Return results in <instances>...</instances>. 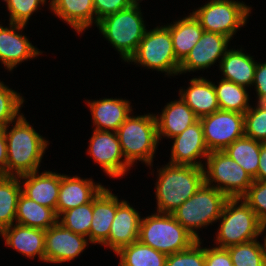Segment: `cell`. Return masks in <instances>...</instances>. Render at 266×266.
<instances>
[{
  "mask_svg": "<svg viewBox=\"0 0 266 266\" xmlns=\"http://www.w3.org/2000/svg\"><path fill=\"white\" fill-rule=\"evenodd\" d=\"M4 128L7 140V176H21L37 172L48 141L43 138L21 115L8 130ZM8 130V131H7Z\"/></svg>",
  "mask_w": 266,
  "mask_h": 266,
  "instance_id": "6da1fadb",
  "label": "cell"
},
{
  "mask_svg": "<svg viewBox=\"0 0 266 266\" xmlns=\"http://www.w3.org/2000/svg\"><path fill=\"white\" fill-rule=\"evenodd\" d=\"M204 167L168 163L158 170L157 212L172 214L204 183Z\"/></svg>",
  "mask_w": 266,
  "mask_h": 266,
  "instance_id": "7a4b0ae2",
  "label": "cell"
},
{
  "mask_svg": "<svg viewBox=\"0 0 266 266\" xmlns=\"http://www.w3.org/2000/svg\"><path fill=\"white\" fill-rule=\"evenodd\" d=\"M220 219L222 222L215 239L220 248L255 240L266 230V222L262 223L242 198H228Z\"/></svg>",
  "mask_w": 266,
  "mask_h": 266,
  "instance_id": "3957f363",
  "label": "cell"
},
{
  "mask_svg": "<svg viewBox=\"0 0 266 266\" xmlns=\"http://www.w3.org/2000/svg\"><path fill=\"white\" fill-rule=\"evenodd\" d=\"M96 26L125 62L135 54L147 31L139 2L104 17Z\"/></svg>",
  "mask_w": 266,
  "mask_h": 266,
  "instance_id": "277c9868",
  "label": "cell"
},
{
  "mask_svg": "<svg viewBox=\"0 0 266 266\" xmlns=\"http://www.w3.org/2000/svg\"><path fill=\"white\" fill-rule=\"evenodd\" d=\"M116 133L124 159L131 166L137 160L152 166L159 143L155 114L129 115Z\"/></svg>",
  "mask_w": 266,
  "mask_h": 266,
  "instance_id": "5b68a950",
  "label": "cell"
},
{
  "mask_svg": "<svg viewBox=\"0 0 266 266\" xmlns=\"http://www.w3.org/2000/svg\"><path fill=\"white\" fill-rule=\"evenodd\" d=\"M138 240L166 255L186 250L197 241L172 214L159 212L141 219Z\"/></svg>",
  "mask_w": 266,
  "mask_h": 266,
  "instance_id": "8992f818",
  "label": "cell"
},
{
  "mask_svg": "<svg viewBox=\"0 0 266 266\" xmlns=\"http://www.w3.org/2000/svg\"><path fill=\"white\" fill-rule=\"evenodd\" d=\"M227 199L222 192L204 183L172 215L196 240H201L196 230L216 222Z\"/></svg>",
  "mask_w": 266,
  "mask_h": 266,
  "instance_id": "52a82bcc",
  "label": "cell"
},
{
  "mask_svg": "<svg viewBox=\"0 0 266 266\" xmlns=\"http://www.w3.org/2000/svg\"><path fill=\"white\" fill-rule=\"evenodd\" d=\"M206 162L207 168H203L205 184L219 190L227 198H242L254 181L224 151H210ZM213 182L217 183L216 186Z\"/></svg>",
  "mask_w": 266,
  "mask_h": 266,
  "instance_id": "ba28073f",
  "label": "cell"
},
{
  "mask_svg": "<svg viewBox=\"0 0 266 266\" xmlns=\"http://www.w3.org/2000/svg\"><path fill=\"white\" fill-rule=\"evenodd\" d=\"M128 62H135L148 69L178 75L180 62L174 54L172 37L169 28L157 26L146 31L135 54Z\"/></svg>",
  "mask_w": 266,
  "mask_h": 266,
  "instance_id": "9c48e42d",
  "label": "cell"
},
{
  "mask_svg": "<svg viewBox=\"0 0 266 266\" xmlns=\"http://www.w3.org/2000/svg\"><path fill=\"white\" fill-rule=\"evenodd\" d=\"M251 7L234 0H211L192 14L206 32L232 39L237 29L245 26Z\"/></svg>",
  "mask_w": 266,
  "mask_h": 266,
  "instance_id": "30bf717a",
  "label": "cell"
},
{
  "mask_svg": "<svg viewBox=\"0 0 266 266\" xmlns=\"http://www.w3.org/2000/svg\"><path fill=\"white\" fill-rule=\"evenodd\" d=\"M199 120L209 152L223 151L235 140L245 135L243 113L219 109Z\"/></svg>",
  "mask_w": 266,
  "mask_h": 266,
  "instance_id": "8fae6325",
  "label": "cell"
},
{
  "mask_svg": "<svg viewBox=\"0 0 266 266\" xmlns=\"http://www.w3.org/2000/svg\"><path fill=\"white\" fill-rule=\"evenodd\" d=\"M89 142L88 154L109 177H122L132 167L122 159L124 156L116 132L94 129Z\"/></svg>",
  "mask_w": 266,
  "mask_h": 266,
  "instance_id": "7c38bea8",
  "label": "cell"
},
{
  "mask_svg": "<svg viewBox=\"0 0 266 266\" xmlns=\"http://www.w3.org/2000/svg\"><path fill=\"white\" fill-rule=\"evenodd\" d=\"M87 244L88 238L75 234L57 222L45 230V262L71 261L85 250Z\"/></svg>",
  "mask_w": 266,
  "mask_h": 266,
  "instance_id": "4fadbf2b",
  "label": "cell"
},
{
  "mask_svg": "<svg viewBox=\"0 0 266 266\" xmlns=\"http://www.w3.org/2000/svg\"><path fill=\"white\" fill-rule=\"evenodd\" d=\"M230 40L225 35L204 31L200 40L180 63L179 73L207 69L224 57Z\"/></svg>",
  "mask_w": 266,
  "mask_h": 266,
  "instance_id": "5bb4252c",
  "label": "cell"
},
{
  "mask_svg": "<svg viewBox=\"0 0 266 266\" xmlns=\"http://www.w3.org/2000/svg\"><path fill=\"white\" fill-rule=\"evenodd\" d=\"M173 140L170 164L204 167L199 158H207L209 150L200 120L173 137Z\"/></svg>",
  "mask_w": 266,
  "mask_h": 266,
  "instance_id": "9a60e30c",
  "label": "cell"
},
{
  "mask_svg": "<svg viewBox=\"0 0 266 266\" xmlns=\"http://www.w3.org/2000/svg\"><path fill=\"white\" fill-rule=\"evenodd\" d=\"M9 28L0 24V61L5 69L12 71L24 60L37 57L41 52L29 42L25 35H21L26 25L10 23Z\"/></svg>",
  "mask_w": 266,
  "mask_h": 266,
  "instance_id": "2e32d148",
  "label": "cell"
},
{
  "mask_svg": "<svg viewBox=\"0 0 266 266\" xmlns=\"http://www.w3.org/2000/svg\"><path fill=\"white\" fill-rule=\"evenodd\" d=\"M141 216L125 200L117 198V210L110 227L108 240L103 244L117 253L122 247L138 240Z\"/></svg>",
  "mask_w": 266,
  "mask_h": 266,
  "instance_id": "e0dca14e",
  "label": "cell"
},
{
  "mask_svg": "<svg viewBox=\"0 0 266 266\" xmlns=\"http://www.w3.org/2000/svg\"><path fill=\"white\" fill-rule=\"evenodd\" d=\"M104 188L95 184L92 179L60 174V190L56 207V215L91 202Z\"/></svg>",
  "mask_w": 266,
  "mask_h": 266,
  "instance_id": "ac0fdd59",
  "label": "cell"
},
{
  "mask_svg": "<svg viewBox=\"0 0 266 266\" xmlns=\"http://www.w3.org/2000/svg\"><path fill=\"white\" fill-rule=\"evenodd\" d=\"M23 184L22 193L40 205L49 207L56 212L60 190V174L52 171L27 173L19 176ZM21 179L24 181H21Z\"/></svg>",
  "mask_w": 266,
  "mask_h": 266,
  "instance_id": "d6986e66",
  "label": "cell"
},
{
  "mask_svg": "<svg viewBox=\"0 0 266 266\" xmlns=\"http://www.w3.org/2000/svg\"><path fill=\"white\" fill-rule=\"evenodd\" d=\"M0 235L4 237L5 244L12 247L28 258L39 256L45 262V231L19 224H12L3 229Z\"/></svg>",
  "mask_w": 266,
  "mask_h": 266,
  "instance_id": "ffe728a7",
  "label": "cell"
},
{
  "mask_svg": "<svg viewBox=\"0 0 266 266\" xmlns=\"http://www.w3.org/2000/svg\"><path fill=\"white\" fill-rule=\"evenodd\" d=\"M87 103L91 110L92 122L96 127L94 129L100 131L116 132L132 111L129 101L122 98L87 100Z\"/></svg>",
  "mask_w": 266,
  "mask_h": 266,
  "instance_id": "44dd1931",
  "label": "cell"
},
{
  "mask_svg": "<svg viewBox=\"0 0 266 266\" xmlns=\"http://www.w3.org/2000/svg\"><path fill=\"white\" fill-rule=\"evenodd\" d=\"M117 210V196L103 188L93 199L90 243L103 245L109 238L110 227Z\"/></svg>",
  "mask_w": 266,
  "mask_h": 266,
  "instance_id": "7402d4cb",
  "label": "cell"
},
{
  "mask_svg": "<svg viewBox=\"0 0 266 266\" xmlns=\"http://www.w3.org/2000/svg\"><path fill=\"white\" fill-rule=\"evenodd\" d=\"M155 118L158 140L162 136L172 139L199 120L181 97L179 100L171 101L165 105L161 115H155Z\"/></svg>",
  "mask_w": 266,
  "mask_h": 266,
  "instance_id": "603a6c76",
  "label": "cell"
},
{
  "mask_svg": "<svg viewBox=\"0 0 266 266\" xmlns=\"http://www.w3.org/2000/svg\"><path fill=\"white\" fill-rule=\"evenodd\" d=\"M49 8L77 33H82L93 23L97 25L93 0H51Z\"/></svg>",
  "mask_w": 266,
  "mask_h": 266,
  "instance_id": "cb8c5ba5",
  "label": "cell"
},
{
  "mask_svg": "<svg viewBox=\"0 0 266 266\" xmlns=\"http://www.w3.org/2000/svg\"><path fill=\"white\" fill-rule=\"evenodd\" d=\"M181 99L192 109L200 119L219 110L214 83L209 80L192 78L190 86L179 91Z\"/></svg>",
  "mask_w": 266,
  "mask_h": 266,
  "instance_id": "d4e9b609",
  "label": "cell"
},
{
  "mask_svg": "<svg viewBox=\"0 0 266 266\" xmlns=\"http://www.w3.org/2000/svg\"><path fill=\"white\" fill-rule=\"evenodd\" d=\"M219 62V67L224 76L222 79L244 87H251L257 62L250 54H245L242 49H229Z\"/></svg>",
  "mask_w": 266,
  "mask_h": 266,
  "instance_id": "484cf974",
  "label": "cell"
},
{
  "mask_svg": "<svg viewBox=\"0 0 266 266\" xmlns=\"http://www.w3.org/2000/svg\"><path fill=\"white\" fill-rule=\"evenodd\" d=\"M167 27L172 37L174 54L181 63L200 40L204 30L192 13Z\"/></svg>",
  "mask_w": 266,
  "mask_h": 266,
  "instance_id": "4316f807",
  "label": "cell"
},
{
  "mask_svg": "<svg viewBox=\"0 0 266 266\" xmlns=\"http://www.w3.org/2000/svg\"><path fill=\"white\" fill-rule=\"evenodd\" d=\"M15 222L45 231L58 222V217L53 209L40 205L21 193L17 202Z\"/></svg>",
  "mask_w": 266,
  "mask_h": 266,
  "instance_id": "83f0119b",
  "label": "cell"
},
{
  "mask_svg": "<svg viewBox=\"0 0 266 266\" xmlns=\"http://www.w3.org/2000/svg\"><path fill=\"white\" fill-rule=\"evenodd\" d=\"M262 143L244 135L223 151L256 180Z\"/></svg>",
  "mask_w": 266,
  "mask_h": 266,
  "instance_id": "f1b7e54d",
  "label": "cell"
},
{
  "mask_svg": "<svg viewBox=\"0 0 266 266\" xmlns=\"http://www.w3.org/2000/svg\"><path fill=\"white\" fill-rule=\"evenodd\" d=\"M21 186L19 176L0 175V232L15 221Z\"/></svg>",
  "mask_w": 266,
  "mask_h": 266,
  "instance_id": "f546056e",
  "label": "cell"
},
{
  "mask_svg": "<svg viewBox=\"0 0 266 266\" xmlns=\"http://www.w3.org/2000/svg\"><path fill=\"white\" fill-rule=\"evenodd\" d=\"M119 266H166L167 255L139 240L122 247L117 253Z\"/></svg>",
  "mask_w": 266,
  "mask_h": 266,
  "instance_id": "4dcf8cb0",
  "label": "cell"
},
{
  "mask_svg": "<svg viewBox=\"0 0 266 266\" xmlns=\"http://www.w3.org/2000/svg\"><path fill=\"white\" fill-rule=\"evenodd\" d=\"M217 102L221 110L245 113L249 108V94L247 88L229 80L221 79L214 84Z\"/></svg>",
  "mask_w": 266,
  "mask_h": 266,
  "instance_id": "1f68e13d",
  "label": "cell"
},
{
  "mask_svg": "<svg viewBox=\"0 0 266 266\" xmlns=\"http://www.w3.org/2000/svg\"><path fill=\"white\" fill-rule=\"evenodd\" d=\"M93 200L85 205L69 209L58 217V222L75 234L88 237L90 242V228L93 217ZM61 218V219H59Z\"/></svg>",
  "mask_w": 266,
  "mask_h": 266,
  "instance_id": "d6a6232c",
  "label": "cell"
},
{
  "mask_svg": "<svg viewBox=\"0 0 266 266\" xmlns=\"http://www.w3.org/2000/svg\"><path fill=\"white\" fill-rule=\"evenodd\" d=\"M233 266H266L262 244L257 239L227 247Z\"/></svg>",
  "mask_w": 266,
  "mask_h": 266,
  "instance_id": "836d02e7",
  "label": "cell"
},
{
  "mask_svg": "<svg viewBox=\"0 0 266 266\" xmlns=\"http://www.w3.org/2000/svg\"><path fill=\"white\" fill-rule=\"evenodd\" d=\"M24 98L0 81V128L15 122L21 115Z\"/></svg>",
  "mask_w": 266,
  "mask_h": 266,
  "instance_id": "e575fe53",
  "label": "cell"
},
{
  "mask_svg": "<svg viewBox=\"0 0 266 266\" xmlns=\"http://www.w3.org/2000/svg\"><path fill=\"white\" fill-rule=\"evenodd\" d=\"M245 136L266 143V103H258L244 113Z\"/></svg>",
  "mask_w": 266,
  "mask_h": 266,
  "instance_id": "d590c367",
  "label": "cell"
},
{
  "mask_svg": "<svg viewBox=\"0 0 266 266\" xmlns=\"http://www.w3.org/2000/svg\"><path fill=\"white\" fill-rule=\"evenodd\" d=\"M201 240L194 242L188 249L167 255L166 266H205V248Z\"/></svg>",
  "mask_w": 266,
  "mask_h": 266,
  "instance_id": "8d00e7d4",
  "label": "cell"
},
{
  "mask_svg": "<svg viewBox=\"0 0 266 266\" xmlns=\"http://www.w3.org/2000/svg\"><path fill=\"white\" fill-rule=\"evenodd\" d=\"M7 4L10 13V23L26 25L31 15L38 10L40 5H45L46 0H2ZM40 4V5H39Z\"/></svg>",
  "mask_w": 266,
  "mask_h": 266,
  "instance_id": "74e56055",
  "label": "cell"
},
{
  "mask_svg": "<svg viewBox=\"0 0 266 266\" xmlns=\"http://www.w3.org/2000/svg\"><path fill=\"white\" fill-rule=\"evenodd\" d=\"M242 199L262 223L266 222V181L254 180Z\"/></svg>",
  "mask_w": 266,
  "mask_h": 266,
  "instance_id": "f35d334b",
  "label": "cell"
},
{
  "mask_svg": "<svg viewBox=\"0 0 266 266\" xmlns=\"http://www.w3.org/2000/svg\"><path fill=\"white\" fill-rule=\"evenodd\" d=\"M138 1L142 0H93L97 23L104 17L128 8Z\"/></svg>",
  "mask_w": 266,
  "mask_h": 266,
  "instance_id": "ab89813d",
  "label": "cell"
},
{
  "mask_svg": "<svg viewBox=\"0 0 266 266\" xmlns=\"http://www.w3.org/2000/svg\"><path fill=\"white\" fill-rule=\"evenodd\" d=\"M205 266H233L227 248L205 247Z\"/></svg>",
  "mask_w": 266,
  "mask_h": 266,
  "instance_id": "60d3db41",
  "label": "cell"
},
{
  "mask_svg": "<svg viewBox=\"0 0 266 266\" xmlns=\"http://www.w3.org/2000/svg\"><path fill=\"white\" fill-rule=\"evenodd\" d=\"M254 85L258 97L257 103H266V62L256 64L252 86Z\"/></svg>",
  "mask_w": 266,
  "mask_h": 266,
  "instance_id": "b9f144b4",
  "label": "cell"
},
{
  "mask_svg": "<svg viewBox=\"0 0 266 266\" xmlns=\"http://www.w3.org/2000/svg\"><path fill=\"white\" fill-rule=\"evenodd\" d=\"M0 175L7 176V140L4 128H0Z\"/></svg>",
  "mask_w": 266,
  "mask_h": 266,
  "instance_id": "7bdbcfd3",
  "label": "cell"
},
{
  "mask_svg": "<svg viewBox=\"0 0 266 266\" xmlns=\"http://www.w3.org/2000/svg\"><path fill=\"white\" fill-rule=\"evenodd\" d=\"M257 181H266V143L261 144Z\"/></svg>",
  "mask_w": 266,
  "mask_h": 266,
  "instance_id": "ee69618b",
  "label": "cell"
},
{
  "mask_svg": "<svg viewBox=\"0 0 266 266\" xmlns=\"http://www.w3.org/2000/svg\"><path fill=\"white\" fill-rule=\"evenodd\" d=\"M262 247H263V252L265 254V260H266V235H265L264 244H262Z\"/></svg>",
  "mask_w": 266,
  "mask_h": 266,
  "instance_id": "f6af8a7d",
  "label": "cell"
}]
</instances>
